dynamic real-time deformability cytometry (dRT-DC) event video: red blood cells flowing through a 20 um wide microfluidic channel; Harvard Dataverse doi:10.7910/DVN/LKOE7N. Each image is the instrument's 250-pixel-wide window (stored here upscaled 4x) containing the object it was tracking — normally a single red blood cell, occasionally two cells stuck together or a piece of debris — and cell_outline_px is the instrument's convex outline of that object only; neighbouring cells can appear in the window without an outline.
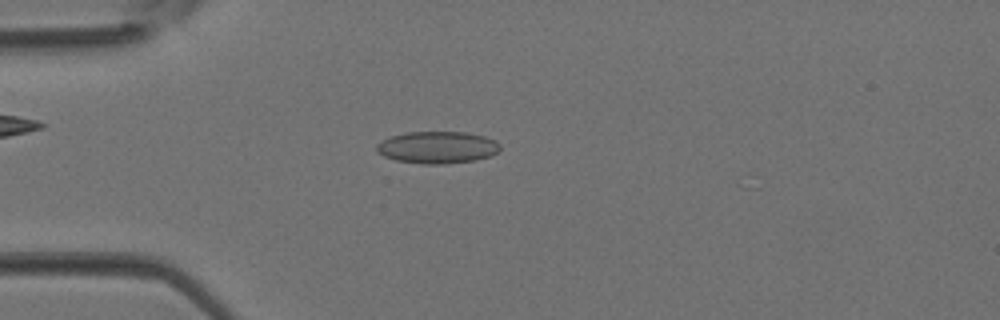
{"species": "Egyptian fruit bat (a non-hibernating species)", "species_latin": "Rousettus aegyptiacus", "temperature_condition": "room temperature", "stored_images_in_passage": 1, "camera_frame_rate_fps": 3000, "um_per_image_px": 0.085, "animal": {"sex": "female"}, "frame": {"image": 1, "passage_image": 1, "time_ms": 0.0, "image_size_px": [1000, 320], "cell_outline_px": [[500, 148], [496, 152], [488, 156], [476, 160], [444, 164], [424, 164], [396, 160], [384, 156], [376, 152], [376, 144], [380, 140], [392, 136], [408, 132], [464, 132], [484, 136], [496, 140], [500, 144]], "centroid_in_image_um": [37.15, 12.52], "position_along_channel_um": 47.8, "area_um2": 23.06}}